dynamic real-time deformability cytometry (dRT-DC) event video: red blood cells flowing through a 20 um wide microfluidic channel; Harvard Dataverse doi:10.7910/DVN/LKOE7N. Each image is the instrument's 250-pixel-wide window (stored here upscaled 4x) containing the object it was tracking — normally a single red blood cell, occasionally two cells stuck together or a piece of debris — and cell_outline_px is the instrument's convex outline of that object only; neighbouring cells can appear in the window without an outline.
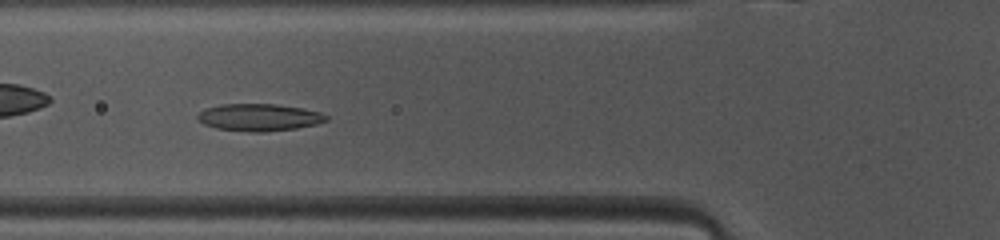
{"species": "common noctule bat (a hibernating species)", "species_latin": "Nyctalus noctula", "temperature_condition": "warm", "stored_images_in_passage": 38, "camera_frame_rate_fps": 3000, "um_per_image_px": 0.085, "animal": {"sex": "female", "body_mass_g": 10.0, "forearm_length_mm": 53.1}, "frame": {"image": 1, "passage_image": 6, "time_ms": 1.667, "image_size_px": [1000, 240], "cell_outline_px": [[328, 120], [316, 124], [296, 128], [264, 132], [252, 132], [216, 128], [204, 124], [196, 116], [200, 112], [208, 108], [220, 104], [272, 104], [300, 108], [320, 112], [328, 116]], "centroid_in_image_um": [22.03, 9.98], "position_along_channel_um": 103.8, "area_um2": 20.11}}
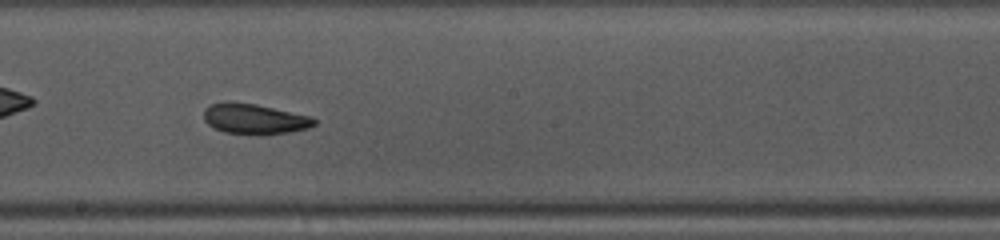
{"frame": {"image": 2, "passage_image": 15, "time_ms": 4.667, "image_size_px": [1000, 240], "cell_outline_px": [[316, 124], [308, 128], [288, 132], [264, 136], [256, 136], [224, 132], [208, 124], [204, 120], [204, 108], [208, 104], [256, 104], [312, 116], [316, 120]], "centroid_in_image_um": [21.68, 10.16], "position_along_channel_um": 226.5, "area_um2": 19.42}}
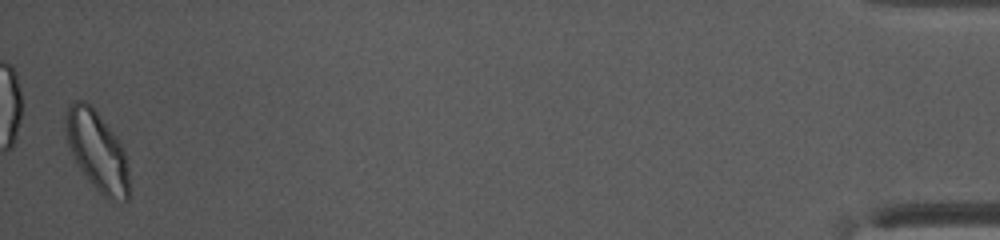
{"frame": {"image": 3, "passage_image": 37, "time_ms": 12.0, "image_size_px": [1000, 240], "cell_outline_px": [[128, 200], [108, 200], [88, 180], [80, 168], [68, 144], [64, 132], [64, 116], [68, 108], [76, 100], [84, 100], [92, 104], [116, 136], [124, 152], [128, 168]], "centroid_in_image_um": [8.23, 12.78], "position_along_channel_um": 427.0, "area_um2": 29.25}, "authors_computed_cell_mechanics": {"area_um2": 20.0855, "velocity_mm_per_s": 4.0865, "shape_relaxation_time_tau1_ms": 7.1727, "shape_relaxation_time_tau2_ms": 4.2286, "deformation_change_tau1": 0.1751, "deformation_change_tau2": 0.1199}}